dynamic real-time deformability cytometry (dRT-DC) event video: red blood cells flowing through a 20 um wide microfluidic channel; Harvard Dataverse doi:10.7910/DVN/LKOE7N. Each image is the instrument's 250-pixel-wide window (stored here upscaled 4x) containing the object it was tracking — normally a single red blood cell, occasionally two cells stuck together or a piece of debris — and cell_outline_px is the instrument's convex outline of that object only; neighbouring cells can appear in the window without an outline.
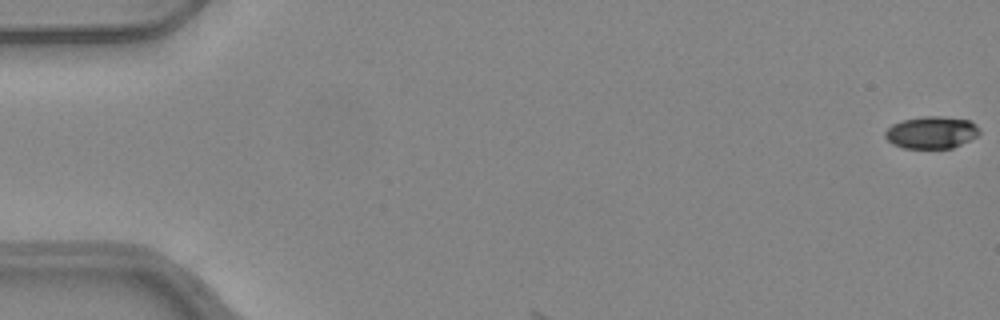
{"species": "common noctule bat (a hibernating species)", "species_latin": "Nyctalus noctula", "temperature_condition": "warm", "stored_images_in_passage": 6, "camera_frame_rate_fps": 3000, "um_per_image_px": 0.085, "animal": {"sex": "female", "body_mass_g": 24.6, "forearm_length_mm": 56.2}, "frame": {"image": 1, "passage_image": 1, "time_ms": 0.0, "image_size_px": [1000, 320], "cell_outline_px": [[980, 132], [976, 136], [952, 148], [904, 148], [892, 144], [884, 136], [884, 132], [892, 124], [904, 120], [924, 116], [940, 116], [972, 120], [980, 128]], "centroid_in_image_um": [79.18, 11.25], "position_along_channel_um": 5.8, "area_um2": 17.69}}